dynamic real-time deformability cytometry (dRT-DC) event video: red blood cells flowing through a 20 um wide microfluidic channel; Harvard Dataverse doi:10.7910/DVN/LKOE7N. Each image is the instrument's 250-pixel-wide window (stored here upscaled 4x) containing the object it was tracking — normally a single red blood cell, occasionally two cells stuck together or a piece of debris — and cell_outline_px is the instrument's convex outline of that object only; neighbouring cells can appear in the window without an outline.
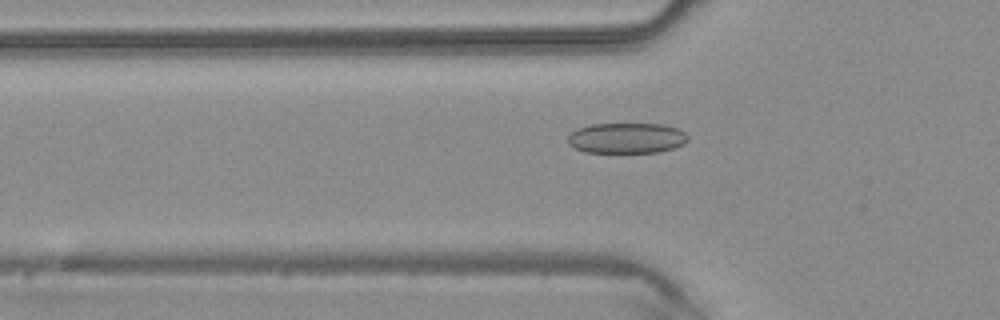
{"species": "common noctule bat (a hibernating species)", "species_latin": "Nyctalus noctula", "temperature_condition": "warm", "stored_images_in_passage": 32, "camera_frame_rate_fps": 3000, "um_per_image_px": 0.085, "animal": {"sex": "male", "body_mass_g": 20.4}, "frame": {"image": 1, "passage_image": 2, "time_ms": 0.333, "image_size_px": [1000, 320], "cell_outline_px": [[688, 140], [684, 144], [660, 152], [584, 152], [568, 144], [568, 136], [576, 128], [592, 124], [664, 124], [676, 128], [684, 132], [688, 136]], "centroid_in_image_um": [53.26, 11.73], "position_along_channel_um": 72.5, "area_um2": 21.33}}
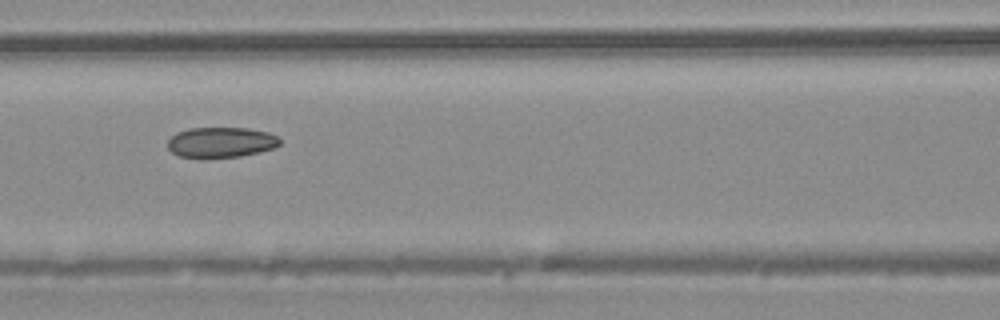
{"frame": {"image": 2, "passage_image": 7, "time_ms": 2.0, "image_size_px": [1000, 320], "cell_outline_px": [[280, 144], [272, 148], [260, 152], [240, 156], [200, 160], [180, 156], [172, 152], [168, 148], [168, 140], [176, 132], [188, 128], [248, 128], [268, 132], [276, 136], [280, 140]], "centroid_in_image_um": [18.74, 12.12], "position_along_channel_um": 147.9, "area_um2": 20.29}}
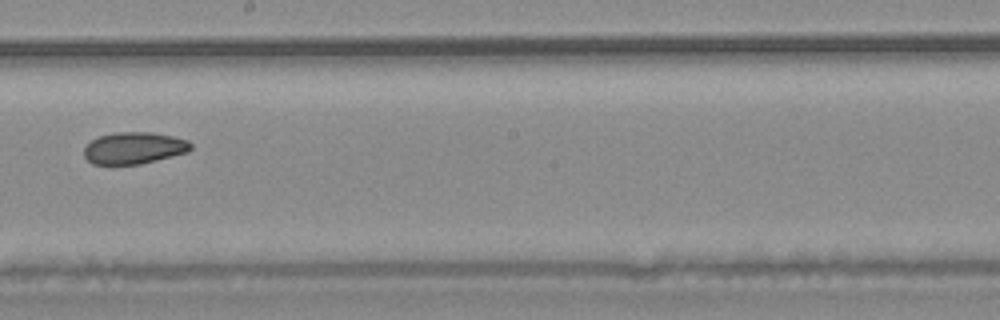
{"frame": {"image": 3, "passage_image": 13, "time_ms": 4.0, "image_size_px": [1000, 320], "cell_outline_px": [[192, 148], [188, 152], [140, 164], [112, 168], [92, 164], [84, 156], [84, 148], [92, 140], [100, 136], [116, 132], [152, 132], [172, 136], [188, 140], [192, 144]], "centroid_in_image_um": [11.35, 12.63], "position_along_channel_um": 236.9, "area_um2": 20.4}}